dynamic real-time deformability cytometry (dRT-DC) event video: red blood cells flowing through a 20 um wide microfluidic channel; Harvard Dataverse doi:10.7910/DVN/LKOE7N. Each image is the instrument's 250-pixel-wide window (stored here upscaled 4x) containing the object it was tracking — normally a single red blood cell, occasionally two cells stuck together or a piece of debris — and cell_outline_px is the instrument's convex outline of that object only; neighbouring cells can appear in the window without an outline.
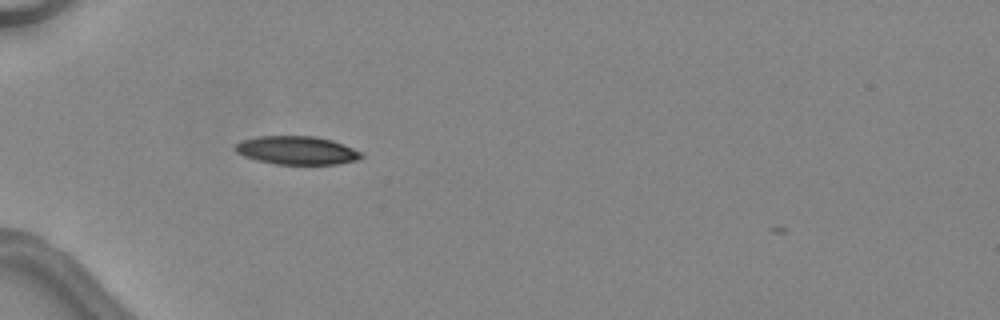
{"species": "common noctule bat (a hibernating species)", "species_latin": "Nyctalus noctula", "temperature_condition": "warm", "stored_images_in_passage": 2, "camera_frame_rate_fps": 3000, "um_per_image_px": 0.085, "animal": {"sex": "female", "body_mass_g": 24.6, "forearm_length_mm": 56.2}, "frame": {"image": 1, "passage_image": 1, "time_ms": 0.0, "image_size_px": [1000, 320], "cell_outline_px": [[364, 156], [356, 160], [336, 164], [276, 164], [244, 156], [236, 152], [236, 144], [244, 140], [260, 136], [316, 136], [332, 140], [344, 144], [364, 152]], "centroid_in_image_um": [25.3, 12.77], "position_along_channel_um": 59.7, "area_um2": 20.69}}